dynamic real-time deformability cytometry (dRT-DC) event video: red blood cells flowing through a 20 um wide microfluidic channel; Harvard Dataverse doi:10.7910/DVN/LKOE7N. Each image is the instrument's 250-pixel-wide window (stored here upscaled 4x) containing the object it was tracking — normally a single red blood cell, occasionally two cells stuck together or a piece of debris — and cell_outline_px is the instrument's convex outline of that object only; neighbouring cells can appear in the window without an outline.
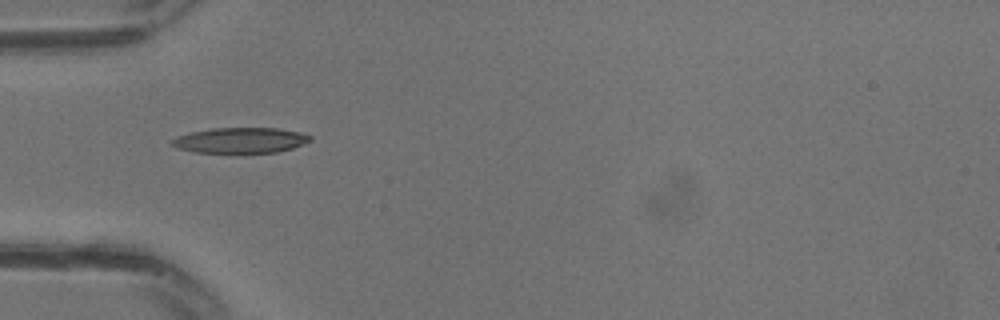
{"species": "common noctule bat (a hibernating species)", "species_latin": "Nyctalus noctula", "temperature_condition": "warm", "stored_images_in_passage": 10, "camera_frame_rate_fps": 3000, "um_per_image_px": 0.085, "animal": {"sex": "male", "body_mass_g": 13.3}, "frame": {"image": 1, "passage_image": 1, "time_ms": 0.0, "image_size_px": [1000, 320], "cell_outline_px": [[312, 140], [304, 144], [292, 148], [276, 152], [196, 152], [176, 148], [168, 144], [168, 140], [176, 136], [192, 132], [212, 128], [280, 128], [300, 132], [312, 136]], "centroid_in_image_um": [20.4, 11.92], "position_along_channel_um": 64.6, "area_um2": 20.63}}
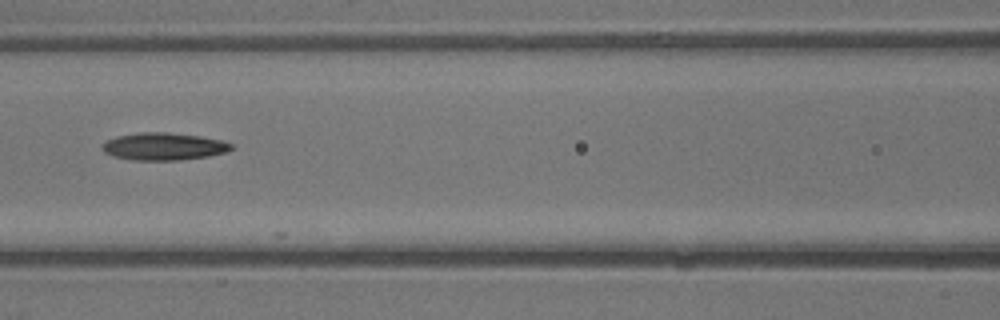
{"frame": {"image": 2, "passage_image": 5, "time_ms": 1.333, "image_size_px": [1000, 320], "cell_outline_px": [[232, 148], [228, 152], [208, 156], [176, 160], [132, 160], [112, 156], [104, 152], [100, 144], [116, 136], [140, 132], [164, 132], [200, 136], [220, 140], [232, 144]], "centroid_in_image_um": [13.88, 12.45], "position_along_channel_um": 152.7, "area_um2": 20.58}}
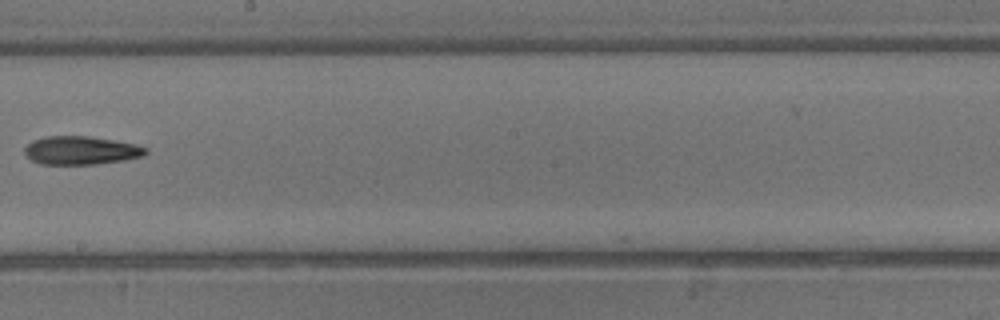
{"frame": {"image": 3, "passage_image": 9, "time_ms": 2.667, "image_size_px": [1000, 320], "cell_outline_px": [[148, 152], [144, 156], [124, 160], [96, 164], [40, 164], [32, 160], [24, 152], [24, 148], [32, 140], [44, 136], [88, 136], [116, 140], [136, 144], [148, 148]], "centroid_in_image_um": [6.91, 12.77], "position_along_channel_um": 241.3, "area_um2": 20.17}}